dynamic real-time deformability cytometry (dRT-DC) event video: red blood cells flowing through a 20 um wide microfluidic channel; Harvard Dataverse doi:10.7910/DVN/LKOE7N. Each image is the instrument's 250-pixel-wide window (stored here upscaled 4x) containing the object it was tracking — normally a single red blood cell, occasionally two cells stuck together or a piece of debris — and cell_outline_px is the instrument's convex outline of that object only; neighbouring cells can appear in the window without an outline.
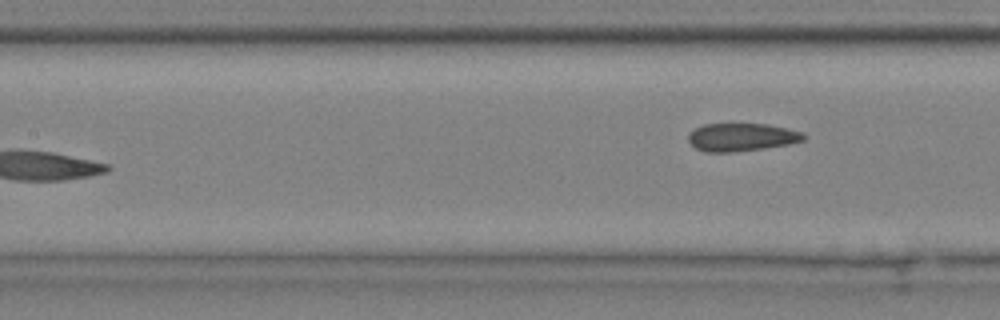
{"species": "common noctule bat (a hibernating species)", "species_latin": "Nyctalus noctula", "temperature_condition": "cold", "stored_images_in_passage": 4, "camera_frame_rate_fps": 3000, "um_per_image_px": 0.085, "animal": {"sex": "male", "body_mass_g": 20.4}, "frame": {"image": 1, "passage_image": 4, "time_ms": 1.0, "image_size_px": [1000, 320], "cell_outline_px": [[808, 136], [804, 140], [788, 144], [764, 148], [736, 152], [704, 152], [696, 148], [688, 140], [688, 132], [704, 124], [768, 124], [804, 132]], "centroid_in_image_um": [63.05, 11.66], "position_along_channel_um": 144.4, "area_um2": 18.9}}